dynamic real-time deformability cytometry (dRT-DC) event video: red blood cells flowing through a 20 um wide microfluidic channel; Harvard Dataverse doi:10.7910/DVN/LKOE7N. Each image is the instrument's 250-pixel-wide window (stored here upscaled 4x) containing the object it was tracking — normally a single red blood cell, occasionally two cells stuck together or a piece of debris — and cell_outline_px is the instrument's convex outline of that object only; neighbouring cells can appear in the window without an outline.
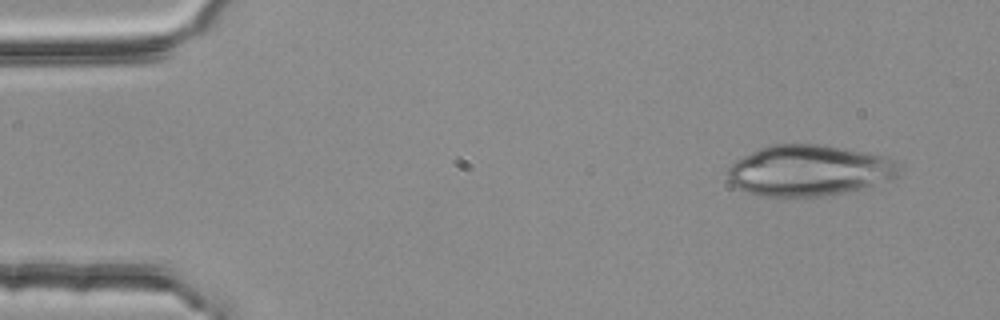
{"species": "common noctule bat (a hibernating species)", "species_latin": "Nyctalus noctula", "temperature_condition": "room temperature", "stored_images_in_passage": 4, "camera_frame_rate_fps": 3000, "um_per_image_px": 0.085, "animal": {"sex": "female", "body_mass_g": 25.1}, "frame": {"image": 1, "passage_image": 1, "time_ms": 0.0, "image_size_px": [1000, 320], "cell_outline_px": [[900, 172], [892, 180], [848, 192], [820, 196], [756, 196], [736, 188], [728, 180], [728, 168], [736, 160], [760, 148], [772, 144], [824, 144], [868, 152], [888, 156], [896, 160], [900, 168]], "centroid_in_image_um": [68.81, 14.49], "position_along_channel_um": 16.2, "area_um2": 51.44}}